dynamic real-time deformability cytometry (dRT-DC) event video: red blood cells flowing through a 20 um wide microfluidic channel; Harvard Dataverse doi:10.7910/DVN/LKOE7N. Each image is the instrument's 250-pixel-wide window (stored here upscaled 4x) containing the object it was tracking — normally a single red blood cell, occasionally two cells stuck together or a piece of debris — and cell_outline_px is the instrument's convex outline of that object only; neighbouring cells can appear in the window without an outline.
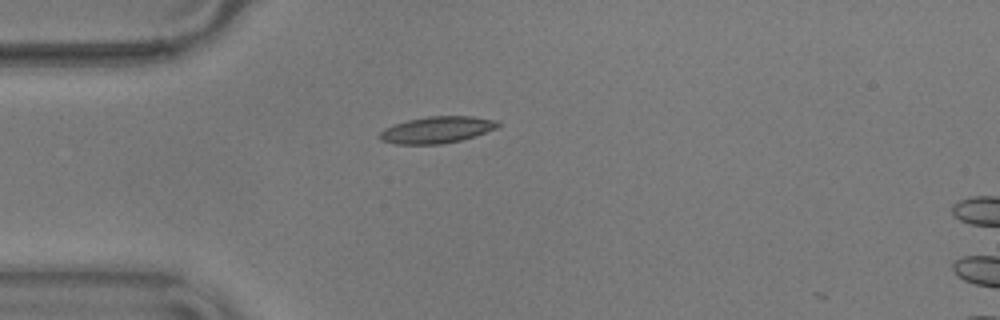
{"species": "common noctule bat (a hibernating species)", "species_latin": "Nyctalus noctula", "temperature_condition": "warm", "stored_images_in_passage": 3, "camera_frame_rate_fps": 3000, "um_per_image_px": 0.085, "animal": {"sex": "male", "body_mass_g": 17.9}, "frame": {"image": 1, "passage_image": 1, "time_ms": 0.0, "image_size_px": [1000, 320], "cell_outline_px": [[500, 124], [496, 128], [476, 136], [460, 140], [440, 144], [396, 144], [380, 140], [376, 136], [384, 128], [408, 120], [428, 116], [472, 116], [500, 120]], "centroid_in_image_um": [37.14, 11.03], "position_along_channel_um": 47.9, "area_um2": 18.44}}